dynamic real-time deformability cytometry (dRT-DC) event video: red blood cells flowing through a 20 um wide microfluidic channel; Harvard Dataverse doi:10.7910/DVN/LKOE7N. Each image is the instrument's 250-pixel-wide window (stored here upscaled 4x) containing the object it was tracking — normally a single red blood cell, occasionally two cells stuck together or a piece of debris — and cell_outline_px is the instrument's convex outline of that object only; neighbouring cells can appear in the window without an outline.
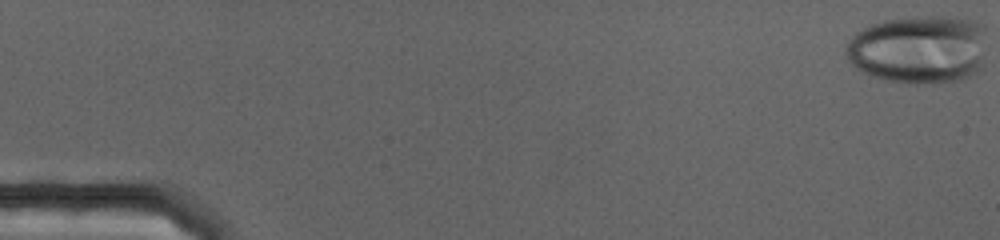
{"species": "human", "species_latin": "Homo sapiens", "temperature_condition": "cold", "stored_images_in_passage": 58, "camera_frame_rate_fps": 3000, "um_per_image_px": 0.085, "donor": {"sex": "female"}, "frame": {"image": 1, "passage_image": 1, "time_ms": 0.0, "image_size_px": [1000, 240], "cell_outline_px": [[984, 68], [964, 80], [940, 84], [908, 84], [884, 80], [868, 76], [860, 72], [848, 60], [844, 52], [844, 48], [848, 40], [856, 32], [872, 24], [884, 20], [916, 16], [956, 16], [972, 20], [984, 24]], "centroid_in_image_um": [78.11, 4.22], "position_along_channel_um": 6.9, "area_um2": 57.92}}
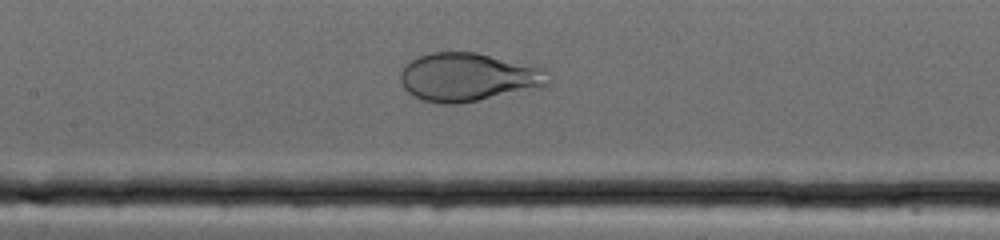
{"frame": {"image": 2, "passage_image": 35, "time_ms": 11.333, "image_size_px": [1000, 240], "cell_outline_px": [[548, 84], [540, 88], [456, 104], [440, 104], [420, 100], [408, 92], [404, 88], [400, 80], [400, 72], [416, 56], [432, 52], [476, 52], [544, 68]], "centroid_in_image_um": [39.75, 6.56], "position_along_channel_um": 167.6, "area_um2": 41.5}}
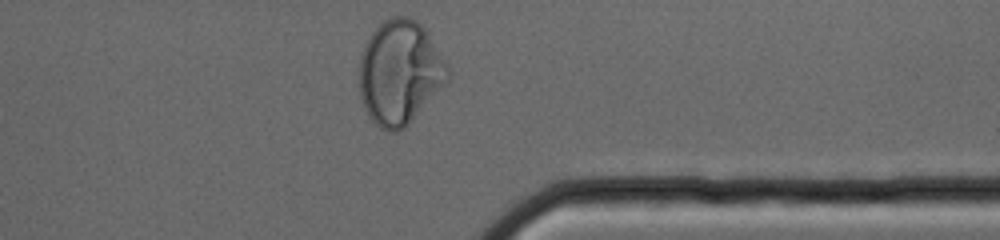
{"frame": {"image": 3, "passage_image": 58, "time_ms": 19.0, "image_size_px": [1000, 240], "cell_outline_px": [[448, 76], [444, 84], [408, 124], [404, 128], [396, 132], [388, 132], [380, 128], [368, 116], [364, 108], [360, 96], [356, 72], [360, 52], [368, 36], [388, 16], [408, 16], [416, 20], [424, 28], [448, 64]], "centroid_in_image_um": [33.91, 6.14], "position_along_channel_um": 377.5, "area_um2": 54.04}}